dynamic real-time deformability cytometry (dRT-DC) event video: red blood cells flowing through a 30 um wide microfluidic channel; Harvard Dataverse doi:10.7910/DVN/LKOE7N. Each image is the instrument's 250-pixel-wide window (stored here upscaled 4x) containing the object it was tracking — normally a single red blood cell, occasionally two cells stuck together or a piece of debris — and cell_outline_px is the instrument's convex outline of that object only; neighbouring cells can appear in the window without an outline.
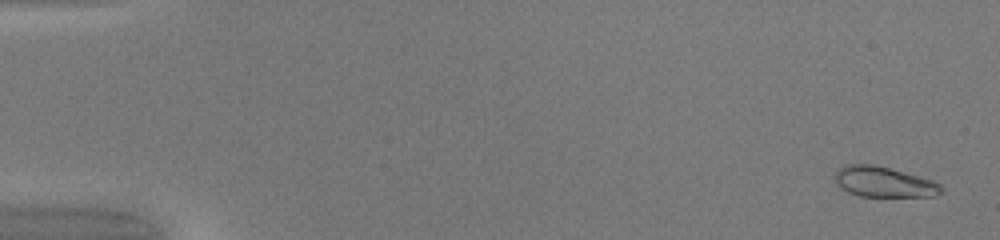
{"species": "common noctule bat (a hibernating species)", "species_latin": "Nyctalus noctula", "temperature_condition": "warm", "stored_images_in_passage": 50, "camera_frame_rate_fps": 3000, "um_per_image_px": 0.085, "animal": {"sex": "female", "body_mass_g": 20.0, "forearm_length_mm": 54.0}, "frame": {"image": 1, "passage_image": 2, "time_ms": 0.333, "image_size_px": [1000, 240], "cell_outline_px": [[944, 192], [932, 196], [860, 196], [848, 192], [840, 188], [832, 180], [832, 176], [844, 164], [872, 164], [888, 168], [932, 180], [940, 184], [944, 188]], "centroid_in_image_um": [75.07, 15.47], "position_along_channel_um": 9.9, "area_um2": 18.9}}
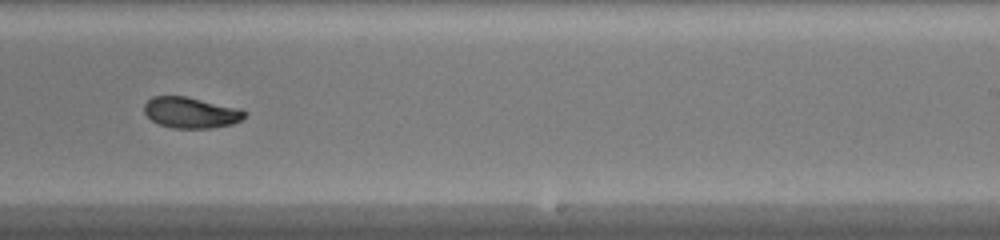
{"frame": {"image": 2, "passage_image": 32, "time_ms": 10.333, "image_size_px": [1000, 240], "cell_outline_px": [[248, 112], [240, 120], [232, 124], [212, 128], [172, 128], [160, 124], [152, 120], [144, 112], [144, 104], [152, 96], [184, 96], [240, 108]], "centroid_in_image_um": [16.23, 9.57], "position_along_channel_um": 272.8, "area_um2": 18.03}}
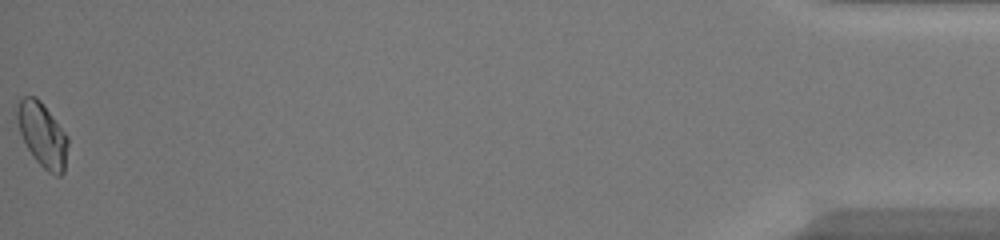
{"frame": {"image": 3, "passage_image": 50, "time_ms": 16.333, "image_size_px": [1000, 240], "cell_outline_px": [[68, 144], [64, 172], [60, 176], [56, 176], [48, 172], [36, 160], [28, 148], [20, 132], [16, 120], [16, 112], [20, 100], [24, 96], [36, 96], [40, 100], [68, 136]], "centroid_in_image_um": [3.62, 11.46], "position_along_channel_um": 431.6, "area_um2": 18.84}, "authors_computed_cell_mechanics": {"area_um2": 18.8717, "velocity_mm_per_s": 4.2214, "shape_relaxation_time_tau1_ms": 2.9197, "shape_relaxation_time_tau2_ms": 0.9162, "deformation_change_tau1": 0.1457, "deformation_change_tau2": 0.0469}}